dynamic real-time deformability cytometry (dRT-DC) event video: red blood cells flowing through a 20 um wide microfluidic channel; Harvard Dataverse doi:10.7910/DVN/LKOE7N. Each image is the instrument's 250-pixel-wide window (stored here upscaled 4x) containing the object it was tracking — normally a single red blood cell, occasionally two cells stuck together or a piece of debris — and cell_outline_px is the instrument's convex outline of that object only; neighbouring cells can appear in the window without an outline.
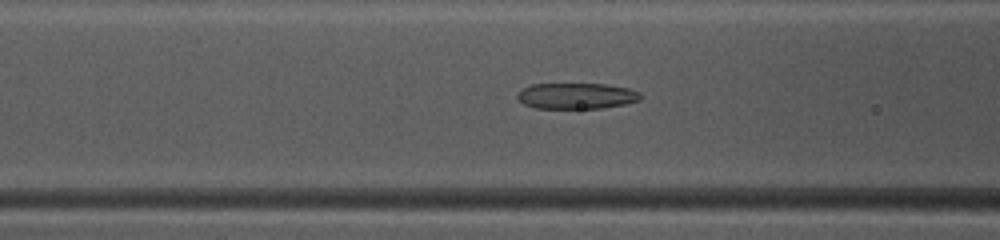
{"species": "common noctule bat (a hibernating species)", "species_latin": "Nyctalus noctula", "temperature_condition": "warm", "stored_images_in_passage": 38, "camera_frame_rate_fps": 3000, "um_per_image_px": 0.085, "animal": {"sex": "female", "body_mass_g": 10.0, "forearm_length_mm": 53.1}, "frame": {"image": 1, "passage_image": 9, "time_ms": 2.667, "image_size_px": [1000, 240], "cell_outline_px": [[640, 100], [624, 104], [600, 108], [536, 108], [524, 104], [516, 96], [524, 88], [532, 84], [608, 84], [628, 88], [640, 92]], "centroid_in_image_um": [49.02, 8.15], "position_along_channel_um": 117.6, "area_um2": 18.44}}
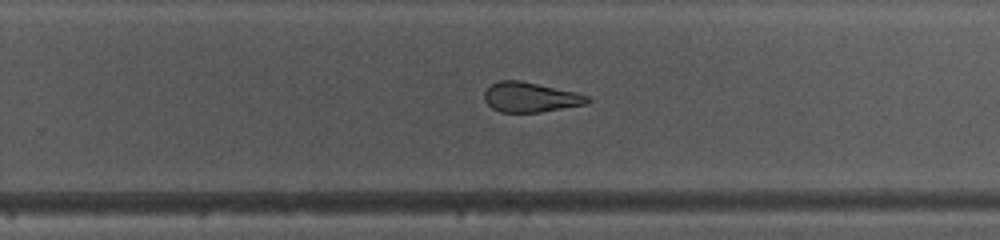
{"frame": {"image": 2, "passage_image": 21, "time_ms": 6.667, "image_size_px": [1000, 240], "cell_outline_px": [[592, 100], [588, 104], [540, 112], [500, 112], [492, 108], [484, 100], [484, 92], [492, 84], [500, 80], [520, 80], [576, 92], [588, 96]], "centroid_in_image_um": [45.1, 8.26], "position_along_channel_um": 284.7, "area_um2": 17.98}}
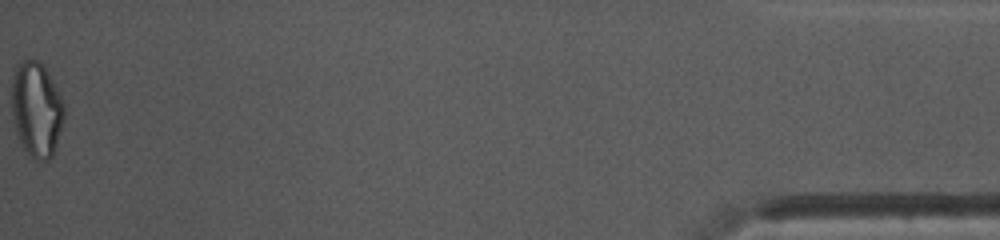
{"frame": {"image": 3, "passage_image": 38, "time_ms": 12.333, "image_size_px": [1000, 240], "cell_outline_px": [[64, 120], [52, 156], [48, 160], [36, 160], [20, 144], [12, 120], [12, 76], [20, 60], [36, 60], [44, 64], [64, 104]], "centroid_in_image_um": [3.09, 9.28], "position_along_channel_um": 432.1, "area_um2": 29.02}, "authors_computed_cell_mechanics": {"area_um2": 19.363, "velocity_mm_per_s": 4.1805, "shape_relaxation_time_tau1_ms": 6.607, "shape_relaxation_time_tau2_ms": 1.4237, "deformation_change_tau1": 0.2276, "deformation_change_tau2": 0.0989}}